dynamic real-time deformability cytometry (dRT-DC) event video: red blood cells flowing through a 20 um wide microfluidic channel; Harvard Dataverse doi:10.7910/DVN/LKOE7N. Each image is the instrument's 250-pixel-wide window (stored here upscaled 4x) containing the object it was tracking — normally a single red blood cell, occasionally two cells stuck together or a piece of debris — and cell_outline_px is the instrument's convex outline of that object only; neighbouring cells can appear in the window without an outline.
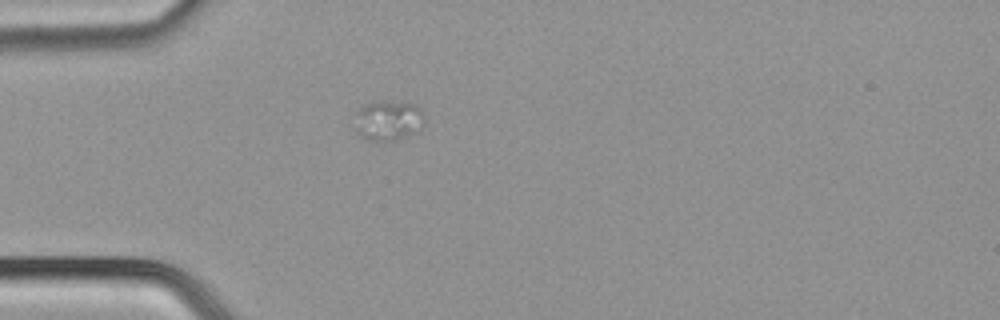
{"species": "common noctule bat (a hibernating species)", "species_latin": "Nyctalus noctula", "temperature_condition": "cold", "stored_images_in_passage": 51, "camera_frame_rate_fps": 3000, "um_per_image_px": 0.085, "animal": {"sex": "male", "body_mass_g": 21.5, "forearm_length_mm": 52.0}, "frame": {"image": 1, "passage_image": 15, "time_ms": 4.667, "image_size_px": [1000, 320], "cell_outline_px": [[424, 124], [416, 132], [396, 140], [368, 140], [360, 136], [356, 132], [356, 112], [364, 104], [380, 100], [388, 100], [416, 104], [420, 108], [424, 116]], "centroid_in_image_um": [33.01, 10.21], "position_along_channel_um": 52.0, "area_um2": 16.47}}
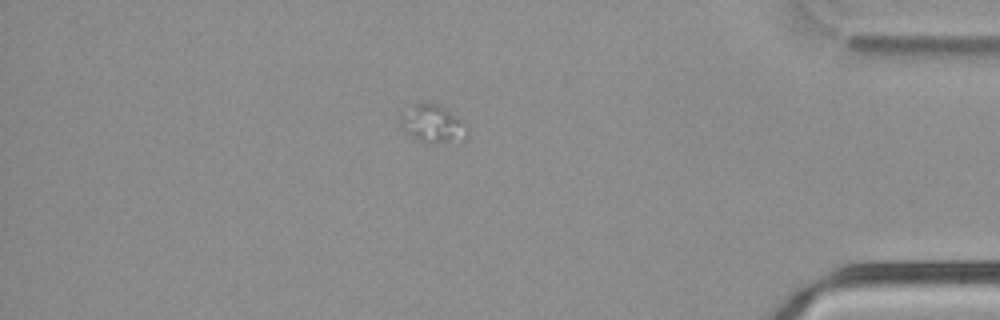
{"frame": {"image": 2, "passage_image": 44, "time_ms": 14.333, "image_size_px": [1000, 320], "cell_outline_px": [[468, 136], [464, 140], [432, 144], [424, 144], [404, 132], [400, 128], [400, 112], [416, 100], [420, 100], [436, 104], [444, 108], [456, 116], [460, 120], [468, 132]], "centroid_in_image_um": [36.68, 10.51], "position_along_channel_um": 398.5, "area_um2": 15.37}}
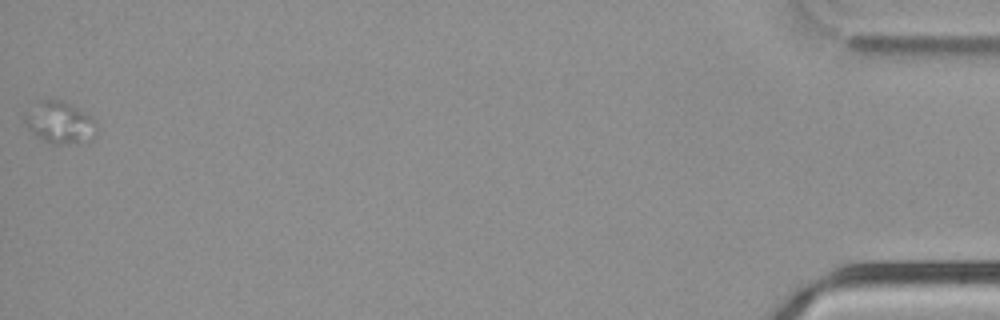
{"frame": {"image": 3, "passage_image": 51, "time_ms": 16.667, "image_size_px": [1000, 320], "cell_outline_px": [[96, 132], [92, 140], [60, 144], [56, 144], [40, 140], [28, 128], [24, 120], [36, 100], [64, 100], [92, 116], [96, 120]], "centroid_in_image_um": [5.11, 10.41], "position_along_channel_um": 430.1, "area_um2": 17.51}}